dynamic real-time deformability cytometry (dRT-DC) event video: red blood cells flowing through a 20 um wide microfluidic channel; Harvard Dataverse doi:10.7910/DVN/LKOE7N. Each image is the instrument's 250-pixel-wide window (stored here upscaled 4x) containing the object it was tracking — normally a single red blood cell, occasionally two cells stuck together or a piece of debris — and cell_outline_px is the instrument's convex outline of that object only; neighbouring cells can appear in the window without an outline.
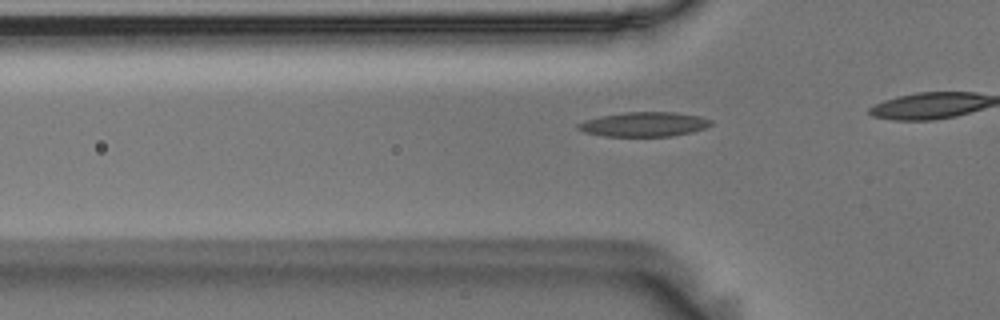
{"species": "Egyptian fruit bat (a non-hibernating species)", "species_latin": "Rousettus aegyptiacus", "temperature_condition": "room temperature", "stored_images_in_passage": 36, "camera_frame_rate_fps": 3000, "um_per_image_px": 0.085, "animal": {"sex": "male"}, "frame": {"image": 1, "passage_image": 10, "time_ms": 3.0, "image_size_px": [1000, 320], "cell_outline_px": [[712, 124], [708, 128], [692, 132], [672, 136], [604, 136], [584, 132], [576, 128], [576, 124], [584, 120], [600, 116], [624, 112], [676, 112], [700, 116], [712, 120]], "centroid_in_image_um": [54.76, 10.56], "position_along_channel_um": 71.0, "area_um2": 19.19}}
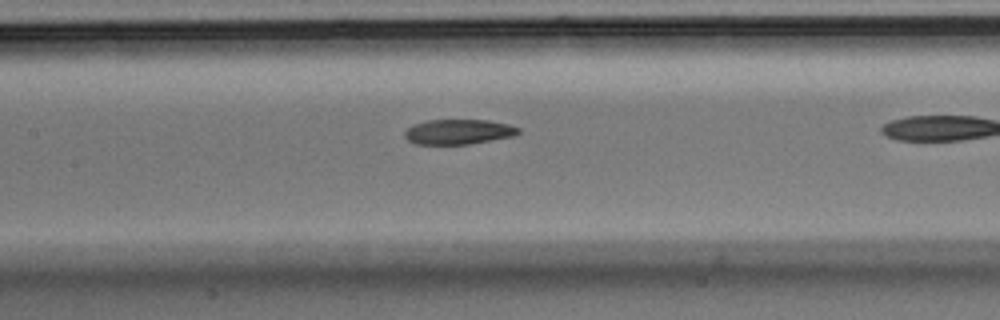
{"frame": {"image": 2, "passage_image": 18, "time_ms": 5.667, "image_size_px": [1000, 320], "cell_outline_px": [[520, 132], [512, 136], [468, 144], [416, 144], [408, 140], [404, 136], [404, 132], [412, 124], [428, 120], [488, 120], [508, 124], [520, 128]], "centroid_in_image_um": [38.94, 11.19], "position_along_channel_um": 168.5, "area_um2": 16.47}}
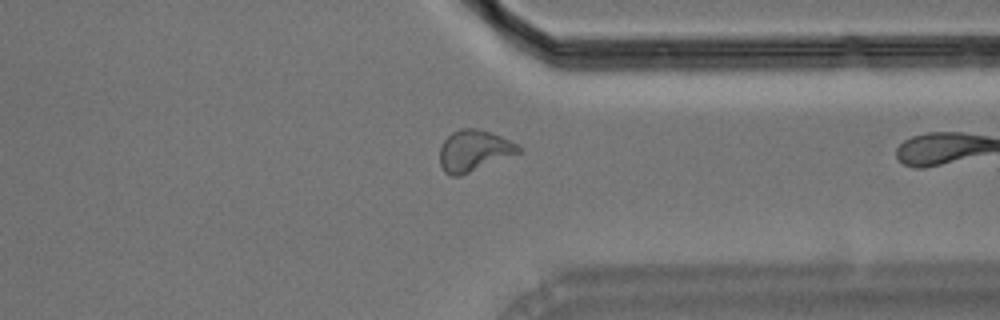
{"frame": {"image": 3, "passage_image": 35, "time_ms": 11.333, "image_size_px": [1000, 320], "cell_outline_px": [[520, 152], [460, 176], [452, 176], [444, 172], [440, 164], [440, 148], [444, 140], [452, 132], [460, 128], [476, 128], [500, 136], [516, 144], [520, 148]], "centroid_in_image_um": [40.23, 12.81], "position_along_channel_um": 371.2, "area_um2": 18.55}}